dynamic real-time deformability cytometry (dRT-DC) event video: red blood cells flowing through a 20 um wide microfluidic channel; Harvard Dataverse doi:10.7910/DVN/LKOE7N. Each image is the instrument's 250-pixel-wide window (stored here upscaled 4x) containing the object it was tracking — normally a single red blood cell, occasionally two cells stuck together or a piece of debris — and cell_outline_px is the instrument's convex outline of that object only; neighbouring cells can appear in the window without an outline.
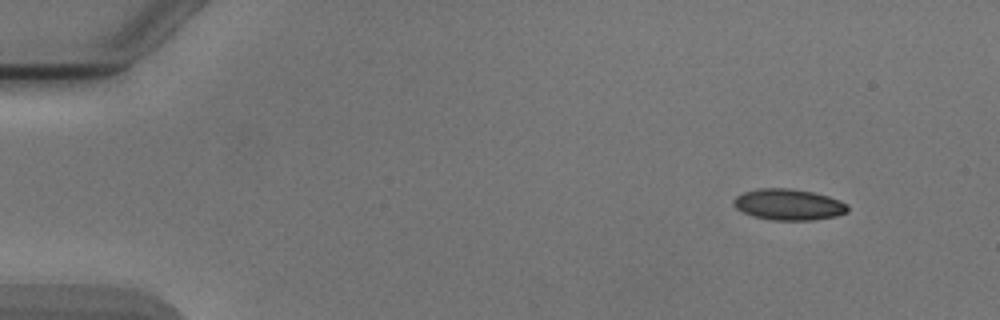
{"species": "Egyptian fruit bat (a non-hibernating species)", "species_latin": "Rousettus aegyptiacus", "temperature_condition": "cold", "stored_images_in_passage": 4, "camera_frame_rate_fps": 3000, "um_per_image_px": 0.085, "animal": {"sex": "male"}, "frame": {"image": 1, "passage_image": 1, "time_ms": 0.0, "image_size_px": [1000, 320], "cell_outline_px": [[848, 212], [836, 216], [812, 220], [772, 220], [752, 216], [736, 208], [732, 204], [732, 200], [736, 196], [744, 192], [760, 188], [788, 188], [812, 192], [828, 196], [840, 200], [848, 204]], "centroid_in_image_um": [67.02, 17.39], "position_along_channel_um": 18.0, "area_um2": 20.75}}
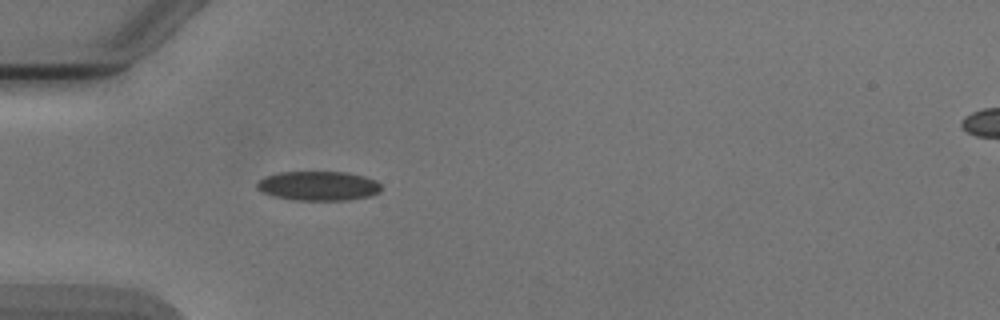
{"frame": {"image": 2, "passage_image": 4, "time_ms": 3.667, "image_size_px": [1000, 320], "cell_outline_px": [[380, 192], [372, 196], [348, 200], [296, 200], [272, 196], [256, 188], [256, 184], [260, 180], [268, 176], [280, 172], [344, 172], [364, 176], [376, 180], [380, 184]], "centroid_in_image_um": [27.1, 15.81], "position_along_channel_um": 57.9, "area_um2": 21.21}}